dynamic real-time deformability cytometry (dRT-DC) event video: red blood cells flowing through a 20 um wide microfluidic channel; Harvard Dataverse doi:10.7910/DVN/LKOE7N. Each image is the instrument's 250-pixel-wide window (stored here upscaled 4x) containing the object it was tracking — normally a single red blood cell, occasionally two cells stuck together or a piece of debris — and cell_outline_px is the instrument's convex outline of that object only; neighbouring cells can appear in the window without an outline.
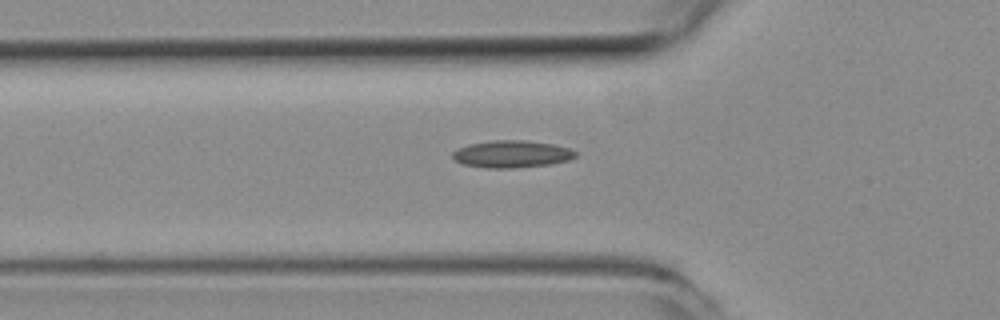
{"species": "common noctule bat (a hibernating species)", "species_latin": "Nyctalus noctula", "temperature_condition": "room temperature", "stored_images_in_passage": 34, "camera_frame_rate_fps": 3000, "um_per_image_px": 0.085, "animal": {"sex": "female", "body_mass_g": 19.3, "forearm_length_mm": 54.1}, "frame": {"image": 1, "passage_image": 5, "time_ms": 1.333, "image_size_px": [1000, 320], "cell_outline_px": [[576, 156], [568, 160], [552, 164], [516, 168], [484, 168], [460, 164], [452, 156], [452, 152], [456, 148], [468, 144], [492, 140], [524, 140], [552, 144], [568, 148], [576, 152]], "centroid_in_image_um": [43.45, 13.1], "position_along_channel_um": 82.4, "area_um2": 19.65}}
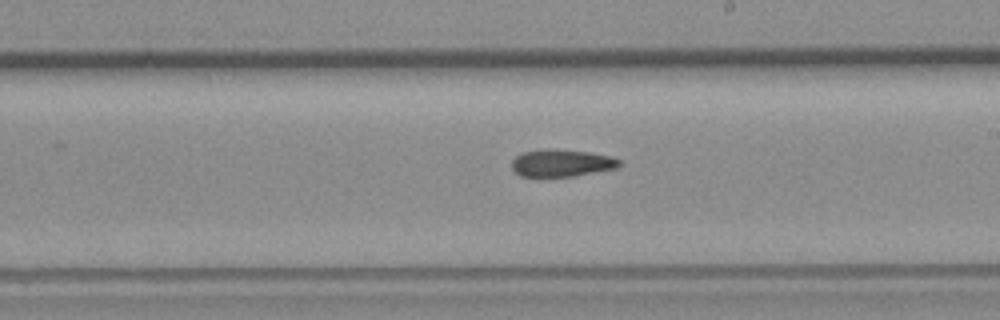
{"frame": {"image": 2, "passage_image": 17, "time_ms": 5.333, "image_size_px": [1000, 320], "cell_outline_px": [[624, 164], [616, 168], [572, 176], [520, 176], [512, 168], [512, 160], [520, 152], [588, 152], [612, 156], [620, 160]], "centroid_in_image_um": [47.79, 13.9], "position_along_channel_um": 241.2, "area_um2": 16.13}}
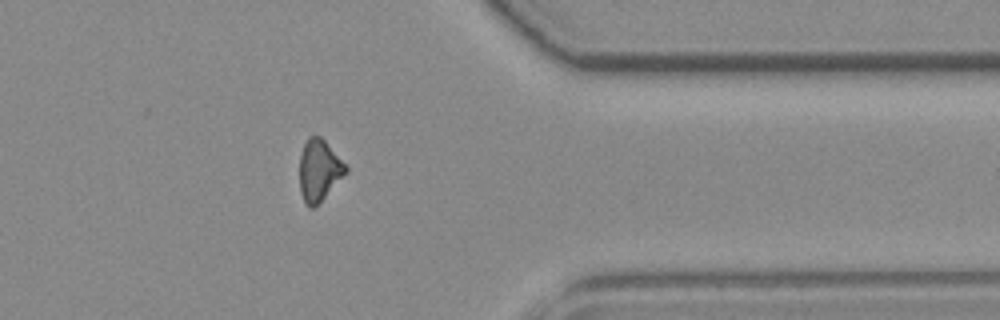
{"frame": {"image": 3, "passage_image": 29, "time_ms": 9.333, "image_size_px": [1000, 320], "cell_outline_px": [[348, 172], [312, 208], [308, 208], [304, 204], [300, 192], [300, 156], [304, 144], [308, 136], [320, 136], [348, 164]], "centroid_in_image_um": [27.14, 14.45], "position_along_channel_um": 384.3, "area_um2": 16.59}}